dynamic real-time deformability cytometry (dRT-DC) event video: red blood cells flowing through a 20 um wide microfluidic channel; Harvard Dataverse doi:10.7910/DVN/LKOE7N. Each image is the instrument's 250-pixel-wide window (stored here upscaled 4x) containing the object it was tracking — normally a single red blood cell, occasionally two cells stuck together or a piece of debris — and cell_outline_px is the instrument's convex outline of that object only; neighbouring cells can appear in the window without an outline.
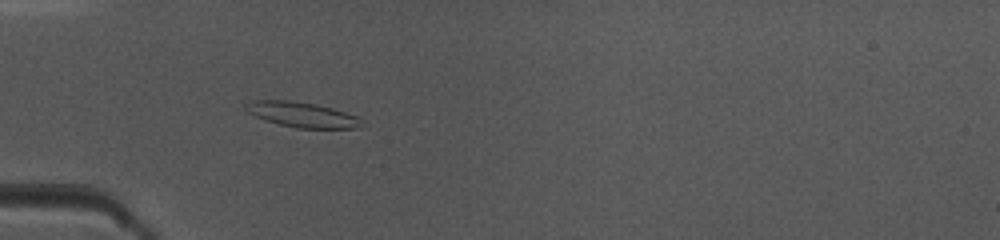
{"species": "common noctule bat (a hibernating species)", "species_latin": "Nyctalus noctula", "temperature_condition": "warm", "stored_images_in_passage": 47, "camera_frame_rate_fps": 3000, "um_per_image_px": 0.085, "animal": {"sex": "female", "body_mass_g": 10.0, "forearm_length_mm": 53.1}, "frame": {"image": 1, "passage_image": 14, "time_ms": 4.333, "image_size_px": [1000, 240], "cell_outline_px": [[360, 128], [296, 128], [280, 124], [256, 116], [248, 112], [244, 108], [244, 104], [252, 100], [288, 100], [316, 104], [332, 108], [356, 116], [360, 120]], "centroid_in_image_um": [25.63, 9.73], "position_along_channel_um": 59.4, "area_um2": 16.7}}
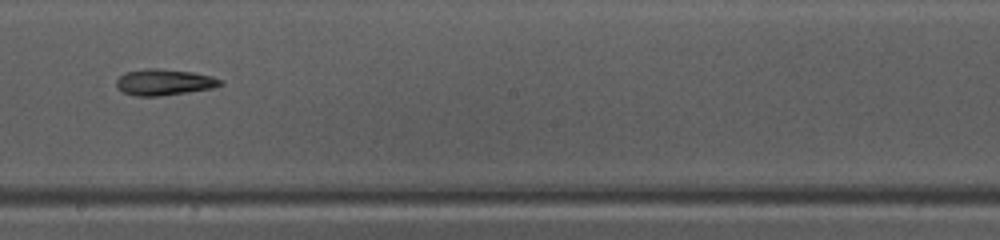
{"frame": {"image": 2, "passage_image": 27, "time_ms": 8.667, "image_size_px": [1000, 240], "cell_outline_px": [[224, 84], [212, 88], [188, 92], [160, 96], [136, 96], [124, 92], [116, 84], [116, 80], [124, 72], [148, 68], [156, 68], [192, 72], [212, 76], [220, 80]], "centroid_in_image_um": [13.95, 6.98], "position_along_channel_um": 234.2, "area_um2": 15.72}}
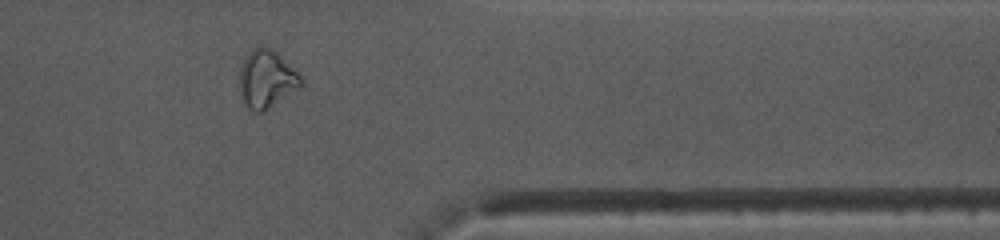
{"frame": {"image": 3, "passage_image": 39, "time_ms": 12.667, "image_size_px": [1000, 240], "cell_outline_px": [[300, 88], [264, 112], [252, 112], [248, 108], [240, 92], [240, 68], [244, 60], [256, 48], [264, 44], [272, 48], [300, 76]], "centroid_in_image_um": [22.65, 6.75], "position_along_channel_um": 388.8, "area_um2": 20.29}, "authors_computed_cell_mechanics": {"area_um2": 17.5712, "velocity_mm_per_s": 4.1185, "shape_relaxation_time_tau1_ms": 6.2612, "shape_relaxation_time_tau2_ms": null, "deformation_change_tau1": 0.2123, "deformation_change_tau2": null}}